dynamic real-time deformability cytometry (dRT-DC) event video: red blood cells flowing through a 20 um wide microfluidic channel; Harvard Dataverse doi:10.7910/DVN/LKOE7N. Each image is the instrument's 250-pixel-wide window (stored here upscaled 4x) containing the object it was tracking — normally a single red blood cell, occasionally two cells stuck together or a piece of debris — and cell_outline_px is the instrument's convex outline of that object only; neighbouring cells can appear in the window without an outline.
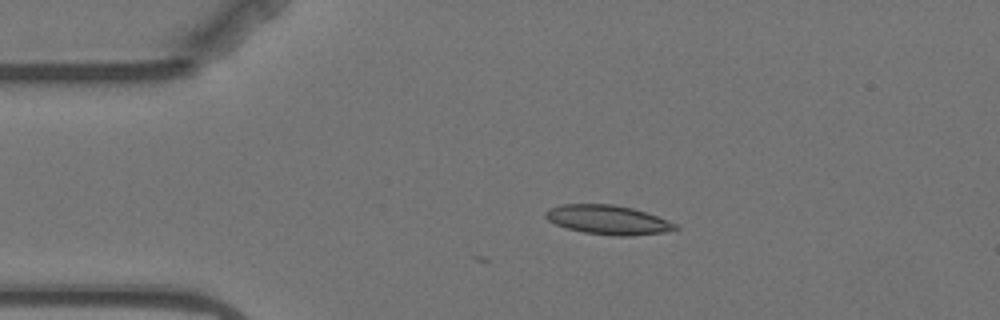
{"species": "Egyptian fruit bat (a non-hibernating species)", "species_latin": "Rousettus aegyptiacus", "temperature_condition": "warm", "stored_images_in_passage": 7, "camera_frame_rate_fps": 3000, "um_per_image_px": 0.085, "animal": {"sex": "female"}, "frame": {"image": 1, "passage_image": 3, "time_ms": 2.667, "image_size_px": [1000, 320], "cell_outline_px": [[680, 228], [664, 232], [632, 236], [616, 236], [584, 232], [568, 228], [556, 224], [548, 220], [544, 216], [544, 212], [552, 208], [564, 204], [612, 204], [632, 208], [668, 220], [676, 224]], "centroid_in_image_um": [51.69, 18.69], "position_along_channel_um": 33.3, "area_um2": 21.85}}
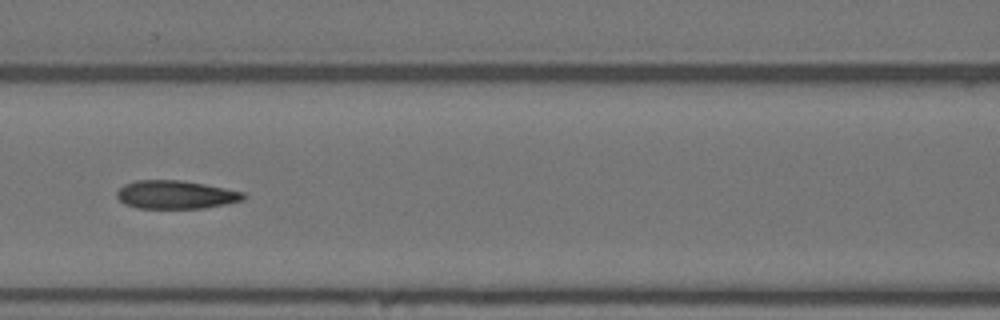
{"frame": {"image": 2, "passage_image": 6, "time_ms": 7.0, "image_size_px": [1000, 320], "cell_outline_px": [[244, 200], [204, 208], [136, 208], [124, 204], [116, 196], [116, 192], [124, 184], [136, 180], [184, 180], [244, 192]], "centroid_in_image_um": [14.9, 16.54], "position_along_channel_um": 151.7, "area_um2": 20.87}}
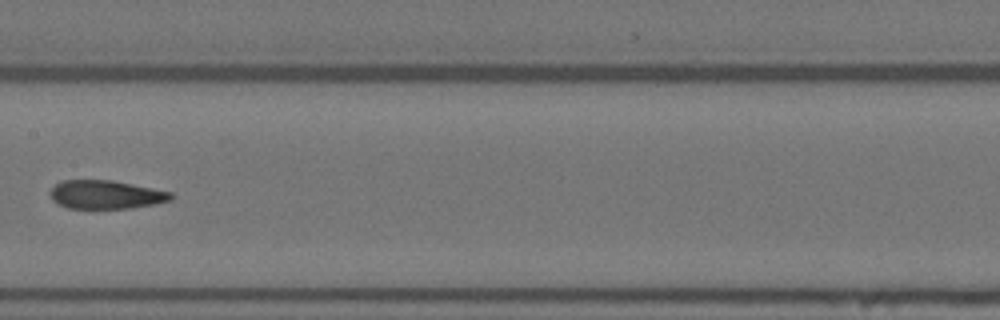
{"frame": {"image": 3, "passage_image": 7, "time_ms": 8.333, "image_size_px": [1000, 320], "cell_outline_px": [[172, 200], [152, 204], [128, 208], [68, 208], [56, 204], [52, 200], [48, 192], [60, 180], [112, 180], [172, 192]], "centroid_in_image_um": [8.94, 16.53], "position_along_channel_um": 198.5, "area_um2": 20.06}}